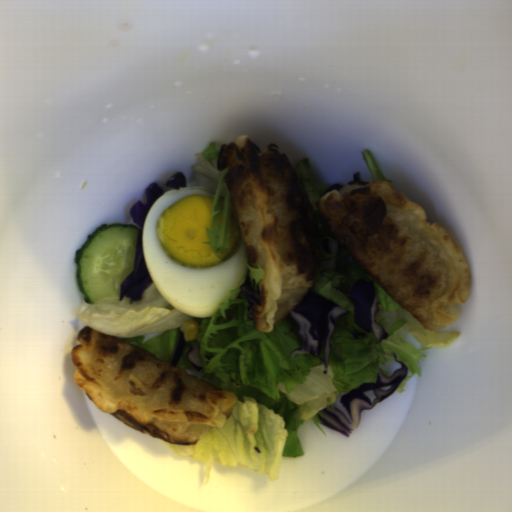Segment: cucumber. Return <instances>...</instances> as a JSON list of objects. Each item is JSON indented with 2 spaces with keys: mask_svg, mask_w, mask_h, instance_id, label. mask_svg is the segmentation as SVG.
I'll return each mask as SVG.
<instances>
[{
  "mask_svg": "<svg viewBox=\"0 0 512 512\" xmlns=\"http://www.w3.org/2000/svg\"><path fill=\"white\" fill-rule=\"evenodd\" d=\"M139 231L134 224H102L75 252L76 286L86 304L120 299V285L134 271Z\"/></svg>",
  "mask_w": 512,
  "mask_h": 512,
  "instance_id": "8b760119",
  "label": "cucumber"
}]
</instances>
